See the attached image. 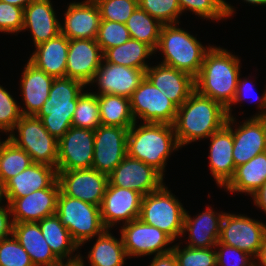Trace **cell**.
I'll use <instances>...</instances> for the list:
<instances>
[{"label": "cell", "instance_id": "6da1fadb", "mask_svg": "<svg viewBox=\"0 0 266 266\" xmlns=\"http://www.w3.org/2000/svg\"><path fill=\"white\" fill-rule=\"evenodd\" d=\"M227 119V109L221 103L194 90L177 109L173 126L179 146L209 138Z\"/></svg>", "mask_w": 266, "mask_h": 266}, {"label": "cell", "instance_id": "7a4b0ae2", "mask_svg": "<svg viewBox=\"0 0 266 266\" xmlns=\"http://www.w3.org/2000/svg\"><path fill=\"white\" fill-rule=\"evenodd\" d=\"M229 50L211 45L195 78V90L226 109L234 101L240 77L241 60Z\"/></svg>", "mask_w": 266, "mask_h": 266}, {"label": "cell", "instance_id": "3957f363", "mask_svg": "<svg viewBox=\"0 0 266 266\" xmlns=\"http://www.w3.org/2000/svg\"><path fill=\"white\" fill-rule=\"evenodd\" d=\"M137 124L135 122L128 129L127 155L154 167L165 177L169 156L181 149L174 126L166 123Z\"/></svg>", "mask_w": 266, "mask_h": 266}, {"label": "cell", "instance_id": "277c9868", "mask_svg": "<svg viewBox=\"0 0 266 266\" xmlns=\"http://www.w3.org/2000/svg\"><path fill=\"white\" fill-rule=\"evenodd\" d=\"M179 25L180 23L162 25L155 54L161 52V64L196 78L211 46H204L194 35L179 28Z\"/></svg>", "mask_w": 266, "mask_h": 266}, {"label": "cell", "instance_id": "5b68a950", "mask_svg": "<svg viewBox=\"0 0 266 266\" xmlns=\"http://www.w3.org/2000/svg\"><path fill=\"white\" fill-rule=\"evenodd\" d=\"M85 87L87 88L82 82L69 77H59L53 80L49 98L36 117L57 140L72 126L78 97Z\"/></svg>", "mask_w": 266, "mask_h": 266}, {"label": "cell", "instance_id": "8992f818", "mask_svg": "<svg viewBox=\"0 0 266 266\" xmlns=\"http://www.w3.org/2000/svg\"><path fill=\"white\" fill-rule=\"evenodd\" d=\"M186 209L164 184L142 197L139 219L168 234L174 241L182 238Z\"/></svg>", "mask_w": 266, "mask_h": 266}, {"label": "cell", "instance_id": "52a82bcc", "mask_svg": "<svg viewBox=\"0 0 266 266\" xmlns=\"http://www.w3.org/2000/svg\"><path fill=\"white\" fill-rule=\"evenodd\" d=\"M56 215L80 248L106 230L101 220L100 206L66 196L61 191Z\"/></svg>", "mask_w": 266, "mask_h": 266}, {"label": "cell", "instance_id": "ba28073f", "mask_svg": "<svg viewBox=\"0 0 266 266\" xmlns=\"http://www.w3.org/2000/svg\"><path fill=\"white\" fill-rule=\"evenodd\" d=\"M7 138L18 148L25 150L33 163L47 164L56 168L58 140L45 129L36 116L23 115Z\"/></svg>", "mask_w": 266, "mask_h": 266}, {"label": "cell", "instance_id": "9c48e42d", "mask_svg": "<svg viewBox=\"0 0 266 266\" xmlns=\"http://www.w3.org/2000/svg\"><path fill=\"white\" fill-rule=\"evenodd\" d=\"M166 96L145 77L129 98L135 121L173 125L178 107Z\"/></svg>", "mask_w": 266, "mask_h": 266}, {"label": "cell", "instance_id": "30bf717a", "mask_svg": "<svg viewBox=\"0 0 266 266\" xmlns=\"http://www.w3.org/2000/svg\"><path fill=\"white\" fill-rule=\"evenodd\" d=\"M120 236L128 258L161 255L171 252L174 240L165 232L139 218L122 225ZM133 256V257H132Z\"/></svg>", "mask_w": 266, "mask_h": 266}, {"label": "cell", "instance_id": "8fae6325", "mask_svg": "<svg viewBox=\"0 0 266 266\" xmlns=\"http://www.w3.org/2000/svg\"><path fill=\"white\" fill-rule=\"evenodd\" d=\"M266 232V223L245 214L226 213L223 216L218 242L238 248L254 259Z\"/></svg>", "mask_w": 266, "mask_h": 266}, {"label": "cell", "instance_id": "7c38bea8", "mask_svg": "<svg viewBox=\"0 0 266 266\" xmlns=\"http://www.w3.org/2000/svg\"><path fill=\"white\" fill-rule=\"evenodd\" d=\"M128 129L100 125L94 130L92 169L109 175L127 156Z\"/></svg>", "mask_w": 266, "mask_h": 266}, {"label": "cell", "instance_id": "4fadbf2b", "mask_svg": "<svg viewBox=\"0 0 266 266\" xmlns=\"http://www.w3.org/2000/svg\"><path fill=\"white\" fill-rule=\"evenodd\" d=\"M60 191L73 198L101 206L108 185V175L95 169L57 171Z\"/></svg>", "mask_w": 266, "mask_h": 266}, {"label": "cell", "instance_id": "5bb4252c", "mask_svg": "<svg viewBox=\"0 0 266 266\" xmlns=\"http://www.w3.org/2000/svg\"><path fill=\"white\" fill-rule=\"evenodd\" d=\"M94 153V131L70 127L58 140L57 171L91 169Z\"/></svg>", "mask_w": 266, "mask_h": 266}, {"label": "cell", "instance_id": "9a60e30c", "mask_svg": "<svg viewBox=\"0 0 266 266\" xmlns=\"http://www.w3.org/2000/svg\"><path fill=\"white\" fill-rule=\"evenodd\" d=\"M165 177L154 167L128 155L108 175L110 185L131 189L143 196L159 190Z\"/></svg>", "mask_w": 266, "mask_h": 266}, {"label": "cell", "instance_id": "2e32d148", "mask_svg": "<svg viewBox=\"0 0 266 266\" xmlns=\"http://www.w3.org/2000/svg\"><path fill=\"white\" fill-rule=\"evenodd\" d=\"M235 119L234 116L228 117L226 125L233 132L232 155L236 168L247 163L257 154L265 152L266 143L264 116L247 118L238 125Z\"/></svg>", "mask_w": 266, "mask_h": 266}, {"label": "cell", "instance_id": "e0dca14e", "mask_svg": "<svg viewBox=\"0 0 266 266\" xmlns=\"http://www.w3.org/2000/svg\"><path fill=\"white\" fill-rule=\"evenodd\" d=\"M143 195L137 191L113 186L108 183L100 212L106 229H113L118 223L122 225L139 218Z\"/></svg>", "mask_w": 266, "mask_h": 266}, {"label": "cell", "instance_id": "ac0fdd59", "mask_svg": "<svg viewBox=\"0 0 266 266\" xmlns=\"http://www.w3.org/2000/svg\"><path fill=\"white\" fill-rule=\"evenodd\" d=\"M144 78L145 71L142 69L109 63L103 59L89 86L97 85V93L91 90L96 95L110 94L130 98Z\"/></svg>", "mask_w": 266, "mask_h": 266}, {"label": "cell", "instance_id": "d6986e66", "mask_svg": "<svg viewBox=\"0 0 266 266\" xmlns=\"http://www.w3.org/2000/svg\"><path fill=\"white\" fill-rule=\"evenodd\" d=\"M60 186L56 179L48 188L36 190L10 203L13 223L38 222L56 214Z\"/></svg>", "mask_w": 266, "mask_h": 266}, {"label": "cell", "instance_id": "ffe728a7", "mask_svg": "<svg viewBox=\"0 0 266 266\" xmlns=\"http://www.w3.org/2000/svg\"><path fill=\"white\" fill-rule=\"evenodd\" d=\"M103 60V52L95 39L69 40L66 77L89 86Z\"/></svg>", "mask_w": 266, "mask_h": 266}, {"label": "cell", "instance_id": "44dd1931", "mask_svg": "<svg viewBox=\"0 0 266 266\" xmlns=\"http://www.w3.org/2000/svg\"><path fill=\"white\" fill-rule=\"evenodd\" d=\"M63 17L61 34L69 40L96 39L101 16L94 0L70 2Z\"/></svg>", "mask_w": 266, "mask_h": 266}, {"label": "cell", "instance_id": "7402d4cb", "mask_svg": "<svg viewBox=\"0 0 266 266\" xmlns=\"http://www.w3.org/2000/svg\"><path fill=\"white\" fill-rule=\"evenodd\" d=\"M145 77L160 91L165 92L177 107H180L195 90V78L191 75L158 63L145 71Z\"/></svg>", "mask_w": 266, "mask_h": 266}, {"label": "cell", "instance_id": "603a6c76", "mask_svg": "<svg viewBox=\"0 0 266 266\" xmlns=\"http://www.w3.org/2000/svg\"><path fill=\"white\" fill-rule=\"evenodd\" d=\"M185 211L183 233L188 232L187 245L191 248H210L215 247L220 236V229L225 212H216L212 206L206 207L205 211L194 215Z\"/></svg>", "mask_w": 266, "mask_h": 266}, {"label": "cell", "instance_id": "cb8c5ba5", "mask_svg": "<svg viewBox=\"0 0 266 266\" xmlns=\"http://www.w3.org/2000/svg\"><path fill=\"white\" fill-rule=\"evenodd\" d=\"M208 139H210L208 149L210 172L217 186L224 188L233 178L236 170L232 155L233 132L225 124Z\"/></svg>", "mask_w": 266, "mask_h": 266}, {"label": "cell", "instance_id": "d4e9b609", "mask_svg": "<svg viewBox=\"0 0 266 266\" xmlns=\"http://www.w3.org/2000/svg\"><path fill=\"white\" fill-rule=\"evenodd\" d=\"M52 5L51 0H37L24 8L22 31H31L35 47L61 33V20L57 18Z\"/></svg>", "mask_w": 266, "mask_h": 266}, {"label": "cell", "instance_id": "484cf974", "mask_svg": "<svg viewBox=\"0 0 266 266\" xmlns=\"http://www.w3.org/2000/svg\"><path fill=\"white\" fill-rule=\"evenodd\" d=\"M55 78L38 69L29 60L22 71L20 90L24 107L22 115L36 116L49 98L52 82Z\"/></svg>", "mask_w": 266, "mask_h": 266}, {"label": "cell", "instance_id": "4316f807", "mask_svg": "<svg viewBox=\"0 0 266 266\" xmlns=\"http://www.w3.org/2000/svg\"><path fill=\"white\" fill-rule=\"evenodd\" d=\"M57 179V170L47 164L32 163L21 173L10 178L5 185L6 202L23 198L30 193L48 188Z\"/></svg>", "mask_w": 266, "mask_h": 266}, {"label": "cell", "instance_id": "83f0119b", "mask_svg": "<svg viewBox=\"0 0 266 266\" xmlns=\"http://www.w3.org/2000/svg\"><path fill=\"white\" fill-rule=\"evenodd\" d=\"M12 235L29 254L34 266H58L62 263L51 251L38 222L13 223Z\"/></svg>", "mask_w": 266, "mask_h": 266}, {"label": "cell", "instance_id": "f1b7e54d", "mask_svg": "<svg viewBox=\"0 0 266 266\" xmlns=\"http://www.w3.org/2000/svg\"><path fill=\"white\" fill-rule=\"evenodd\" d=\"M69 39L61 33L35 47L28 59L38 69L54 78L66 77Z\"/></svg>", "mask_w": 266, "mask_h": 266}, {"label": "cell", "instance_id": "f546056e", "mask_svg": "<svg viewBox=\"0 0 266 266\" xmlns=\"http://www.w3.org/2000/svg\"><path fill=\"white\" fill-rule=\"evenodd\" d=\"M38 224L51 251L61 262H75L79 260L80 252H78V249L80 247L73 240L68 229L61 223L60 218L56 214L38 221ZM76 251L78 254L74 255Z\"/></svg>", "mask_w": 266, "mask_h": 266}, {"label": "cell", "instance_id": "4dcf8cb0", "mask_svg": "<svg viewBox=\"0 0 266 266\" xmlns=\"http://www.w3.org/2000/svg\"><path fill=\"white\" fill-rule=\"evenodd\" d=\"M266 182V151L236 167L233 178L224 187L229 193L252 196Z\"/></svg>", "mask_w": 266, "mask_h": 266}, {"label": "cell", "instance_id": "1f68e13d", "mask_svg": "<svg viewBox=\"0 0 266 266\" xmlns=\"http://www.w3.org/2000/svg\"><path fill=\"white\" fill-rule=\"evenodd\" d=\"M87 256L89 266H124L128 258L121 236L116 238L109 229L97 236L96 242ZM83 259L85 257L80 254L79 261L83 266H86Z\"/></svg>", "mask_w": 266, "mask_h": 266}, {"label": "cell", "instance_id": "d6a6232c", "mask_svg": "<svg viewBox=\"0 0 266 266\" xmlns=\"http://www.w3.org/2000/svg\"><path fill=\"white\" fill-rule=\"evenodd\" d=\"M153 54L155 55V51L149 45L130 38L122 45L107 49L103 53V59L109 63L146 71L150 66L146 60Z\"/></svg>", "mask_w": 266, "mask_h": 266}, {"label": "cell", "instance_id": "836d02e7", "mask_svg": "<svg viewBox=\"0 0 266 266\" xmlns=\"http://www.w3.org/2000/svg\"><path fill=\"white\" fill-rule=\"evenodd\" d=\"M101 125L129 129L136 121L133 118L130 99L118 95H98Z\"/></svg>", "mask_w": 266, "mask_h": 266}, {"label": "cell", "instance_id": "e575fe53", "mask_svg": "<svg viewBox=\"0 0 266 266\" xmlns=\"http://www.w3.org/2000/svg\"><path fill=\"white\" fill-rule=\"evenodd\" d=\"M125 25L132 39L146 43L156 51L163 24L138 5Z\"/></svg>", "mask_w": 266, "mask_h": 266}, {"label": "cell", "instance_id": "d590c367", "mask_svg": "<svg viewBox=\"0 0 266 266\" xmlns=\"http://www.w3.org/2000/svg\"><path fill=\"white\" fill-rule=\"evenodd\" d=\"M32 163L30 155L8 138L0 145V179L4 184Z\"/></svg>", "mask_w": 266, "mask_h": 266}, {"label": "cell", "instance_id": "8d00e7d4", "mask_svg": "<svg viewBox=\"0 0 266 266\" xmlns=\"http://www.w3.org/2000/svg\"><path fill=\"white\" fill-rule=\"evenodd\" d=\"M181 12L190 11L194 15L211 21H221L234 15L236 9L226 0H177Z\"/></svg>", "mask_w": 266, "mask_h": 266}, {"label": "cell", "instance_id": "74e56055", "mask_svg": "<svg viewBox=\"0 0 266 266\" xmlns=\"http://www.w3.org/2000/svg\"><path fill=\"white\" fill-rule=\"evenodd\" d=\"M84 90L78 97L72 127L96 130L100 125L98 95Z\"/></svg>", "mask_w": 266, "mask_h": 266}, {"label": "cell", "instance_id": "f35d334b", "mask_svg": "<svg viewBox=\"0 0 266 266\" xmlns=\"http://www.w3.org/2000/svg\"><path fill=\"white\" fill-rule=\"evenodd\" d=\"M181 243L173 245L172 252L178 266H217V255L215 247L210 248H191L180 247Z\"/></svg>", "mask_w": 266, "mask_h": 266}, {"label": "cell", "instance_id": "ab89813d", "mask_svg": "<svg viewBox=\"0 0 266 266\" xmlns=\"http://www.w3.org/2000/svg\"><path fill=\"white\" fill-rule=\"evenodd\" d=\"M138 5L163 25L180 23L182 12L177 0H138Z\"/></svg>", "mask_w": 266, "mask_h": 266}, {"label": "cell", "instance_id": "60d3db41", "mask_svg": "<svg viewBox=\"0 0 266 266\" xmlns=\"http://www.w3.org/2000/svg\"><path fill=\"white\" fill-rule=\"evenodd\" d=\"M130 38L124 23L101 20L95 40L104 53L107 49L124 44Z\"/></svg>", "mask_w": 266, "mask_h": 266}, {"label": "cell", "instance_id": "b9f144b4", "mask_svg": "<svg viewBox=\"0 0 266 266\" xmlns=\"http://www.w3.org/2000/svg\"><path fill=\"white\" fill-rule=\"evenodd\" d=\"M97 4L101 20L126 23L138 7V0H94Z\"/></svg>", "mask_w": 266, "mask_h": 266}, {"label": "cell", "instance_id": "7bdbcfd3", "mask_svg": "<svg viewBox=\"0 0 266 266\" xmlns=\"http://www.w3.org/2000/svg\"><path fill=\"white\" fill-rule=\"evenodd\" d=\"M6 89L0 85V132L7 136L23 115L21 106Z\"/></svg>", "mask_w": 266, "mask_h": 266}, {"label": "cell", "instance_id": "ee69618b", "mask_svg": "<svg viewBox=\"0 0 266 266\" xmlns=\"http://www.w3.org/2000/svg\"><path fill=\"white\" fill-rule=\"evenodd\" d=\"M0 266H34L29 254L12 235L0 240Z\"/></svg>", "mask_w": 266, "mask_h": 266}, {"label": "cell", "instance_id": "f6af8a7d", "mask_svg": "<svg viewBox=\"0 0 266 266\" xmlns=\"http://www.w3.org/2000/svg\"><path fill=\"white\" fill-rule=\"evenodd\" d=\"M24 8L0 1V33L14 34L22 32Z\"/></svg>", "mask_w": 266, "mask_h": 266}, {"label": "cell", "instance_id": "bcb514c9", "mask_svg": "<svg viewBox=\"0 0 266 266\" xmlns=\"http://www.w3.org/2000/svg\"><path fill=\"white\" fill-rule=\"evenodd\" d=\"M215 250L217 266H255V259L238 248L218 242Z\"/></svg>", "mask_w": 266, "mask_h": 266}, {"label": "cell", "instance_id": "7dc6e473", "mask_svg": "<svg viewBox=\"0 0 266 266\" xmlns=\"http://www.w3.org/2000/svg\"><path fill=\"white\" fill-rule=\"evenodd\" d=\"M253 82H251L249 80V77L246 78V76L243 78L239 77L238 80V85H237V91H236V95L234 98V101L232 102V104L227 108V115L228 117L233 116L232 115V105H237L239 102H243L245 101V99H248V96H250V92L252 93V91L254 92V87H253ZM266 87V86H265ZM254 94V93H253ZM255 101L258 102L257 104V108L260 110L258 111V113L254 114L251 117H262L264 115H266V89L264 90V93L262 94V96H255ZM252 103V102H251Z\"/></svg>", "mask_w": 266, "mask_h": 266}, {"label": "cell", "instance_id": "c3c4849f", "mask_svg": "<svg viewBox=\"0 0 266 266\" xmlns=\"http://www.w3.org/2000/svg\"><path fill=\"white\" fill-rule=\"evenodd\" d=\"M13 220L11 209L6 202L4 205L0 204V240L12 236Z\"/></svg>", "mask_w": 266, "mask_h": 266}, {"label": "cell", "instance_id": "681fc988", "mask_svg": "<svg viewBox=\"0 0 266 266\" xmlns=\"http://www.w3.org/2000/svg\"><path fill=\"white\" fill-rule=\"evenodd\" d=\"M149 266H178L174 253L168 252L161 255H154Z\"/></svg>", "mask_w": 266, "mask_h": 266}, {"label": "cell", "instance_id": "f907efd6", "mask_svg": "<svg viewBox=\"0 0 266 266\" xmlns=\"http://www.w3.org/2000/svg\"><path fill=\"white\" fill-rule=\"evenodd\" d=\"M254 205L266 214V182L251 196Z\"/></svg>", "mask_w": 266, "mask_h": 266}, {"label": "cell", "instance_id": "816d5d0a", "mask_svg": "<svg viewBox=\"0 0 266 266\" xmlns=\"http://www.w3.org/2000/svg\"><path fill=\"white\" fill-rule=\"evenodd\" d=\"M255 266H266V232L261 243L260 251L255 258Z\"/></svg>", "mask_w": 266, "mask_h": 266}, {"label": "cell", "instance_id": "f5cc1de1", "mask_svg": "<svg viewBox=\"0 0 266 266\" xmlns=\"http://www.w3.org/2000/svg\"><path fill=\"white\" fill-rule=\"evenodd\" d=\"M0 1L9 3L17 7L25 8L26 6L37 0H0Z\"/></svg>", "mask_w": 266, "mask_h": 266}, {"label": "cell", "instance_id": "db71d44e", "mask_svg": "<svg viewBox=\"0 0 266 266\" xmlns=\"http://www.w3.org/2000/svg\"><path fill=\"white\" fill-rule=\"evenodd\" d=\"M244 3L251 4L252 6H266V0H242Z\"/></svg>", "mask_w": 266, "mask_h": 266}, {"label": "cell", "instance_id": "11a10c76", "mask_svg": "<svg viewBox=\"0 0 266 266\" xmlns=\"http://www.w3.org/2000/svg\"><path fill=\"white\" fill-rule=\"evenodd\" d=\"M2 201L6 202V195H5V185L0 179V204H3Z\"/></svg>", "mask_w": 266, "mask_h": 266}, {"label": "cell", "instance_id": "9f6ffc18", "mask_svg": "<svg viewBox=\"0 0 266 266\" xmlns=\"http://www.w3.org/2000/svg\"><path fill=\"white\" fill-rule=\"evenodd\" d=\"M58 266H83L81 264V262L78 260V261H75V262H62L60 265Z\"/></svg>", "mask_w": 266, "mask_h": 266}, {"label": "cell", "instance_id": "6f0895ef", "mask_svg": "<svg viewBox=\"0 0 266 266\" xmlns=\"http://www.w3.org/2000/svg\"><path fill=\"white\" fill-rule=\"evenodd\" d=\"M264 130H265V143H266V115H264Z\"/></svg>", "mask_w": 266, "mask_h": 266}]
</instances>
